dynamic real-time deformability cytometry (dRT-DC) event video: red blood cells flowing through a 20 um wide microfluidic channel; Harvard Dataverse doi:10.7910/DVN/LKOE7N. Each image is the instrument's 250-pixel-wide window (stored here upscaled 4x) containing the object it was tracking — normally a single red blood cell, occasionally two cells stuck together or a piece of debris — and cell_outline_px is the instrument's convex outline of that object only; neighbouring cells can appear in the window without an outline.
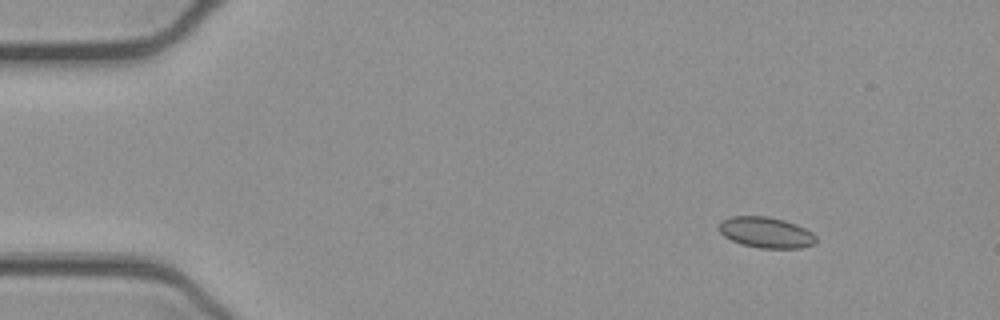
{"species": "common noctule bat (a hibernating species)", "species_latin": "Nyctalus noctula", "temperature_condition": "cold", "stored_images_in_passage": 47, "camera_frame_rate_fps": 3000, "um_per_image_px": 0.085, "animal": {"sex": "female", "body_mass_g": 21.9}, "frame": {"image": 1, "passage_image": 1, "time_ms": 0.0, "image_size_px": [1000, 320], "cell_outline_px": [[816, 244], [800, 248], [760, 248], [740, 244], [724, 236], [716, 228], [724, 220], [732, 216], [768, 216], [784, 220], [796, 224], [812, 232], [816, 236]], "centroid_in_image_um": [65.12, 19.76], "position_along_channel_um": 19.9, "area_um2": 17.51}}
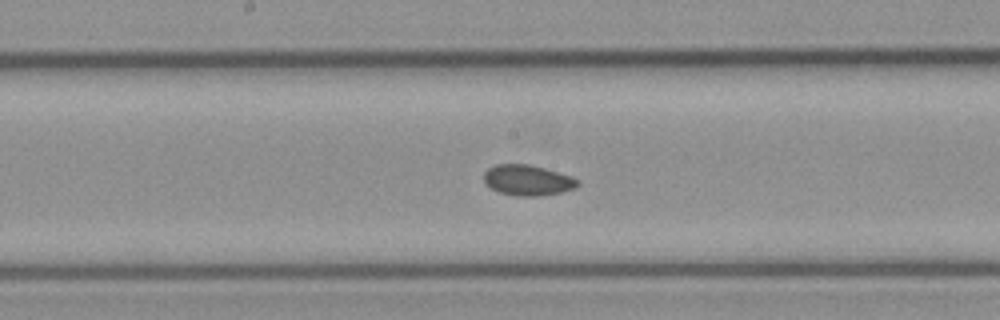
{"frame": {"image": 2, "passage_image": 22, "time_ms": 7.0, "image_size_px": [1000, 320], "cell_outline_px": [[580, 184], [576, 188], [560, 192], [536, 196], [516, 196], [500, 192], [484, 184], [484, 172], [488, 168], [496, 164], [528, 164], [544, 168], [572, 176], [580, 180]], "centroid_in_image_um": [44.86, 15.31], "position_along_channel_um": 203.3, "area_um2": 16.76}}
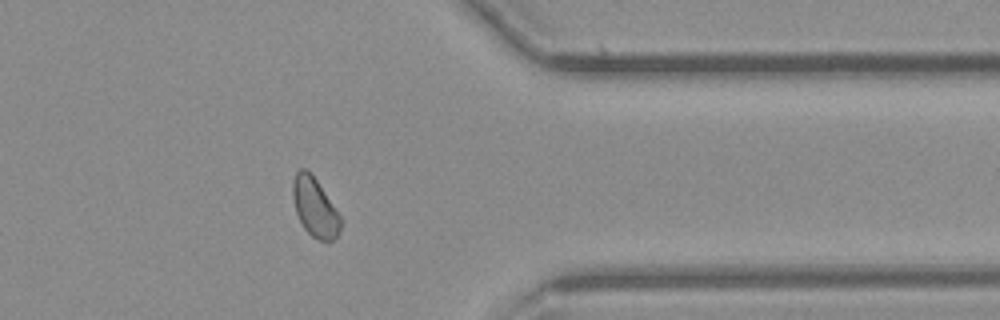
{"frame": {"image": 3, "passage_image": 37, "time_ms": 12.0, "image_size_px": [1000, 320], "cell_outline_px": [[340, 228], [336, 236], [328, 244], [312, 236], [304, 228], [296, 212], [292, 196], [292, 180], [296, 172], [300, 168], [304, 168], [316, 180], [340, 216]], "centroid_in_image_um": [26.73, 17.64], "position_along_channel_um": 384.7, "area_um2": 16.07}, "authors_computed_cell_mechanics": {"area_um2": 16.9932, "velocity_mm_per_s": 3.8997, "shape_relaxation_time_tau1_ms": null, "shape_relaxation_time_tau2_ms": 4.0069, "deformation_change_tau1": null, "deformation_change_tau2": 0.0664}}